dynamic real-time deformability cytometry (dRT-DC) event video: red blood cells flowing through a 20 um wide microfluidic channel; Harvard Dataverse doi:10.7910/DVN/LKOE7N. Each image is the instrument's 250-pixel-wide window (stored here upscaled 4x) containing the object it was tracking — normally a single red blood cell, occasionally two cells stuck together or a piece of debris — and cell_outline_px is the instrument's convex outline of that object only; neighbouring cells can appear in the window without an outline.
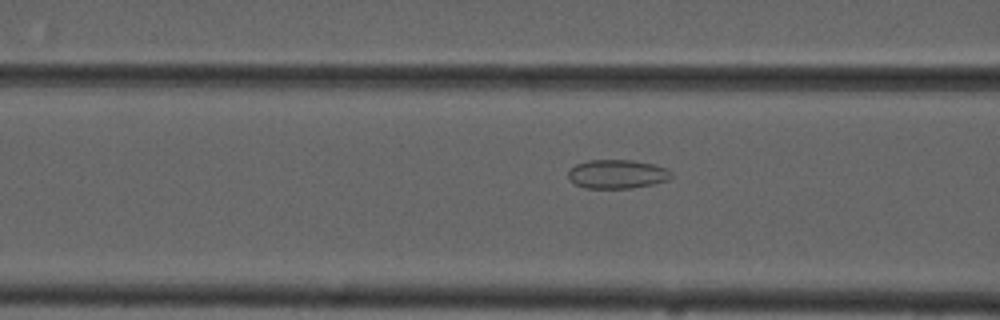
{"species": "common noctule bat (a hibernating species)", "species_latin": "Nyctalus noctula", "temperature_condition": "cold", "stored_images_in_passage": 31, "camera_frame_rate_fps": 3000, "um_per_image_px": 0.085, "animal": {"sex": "male", "forearm_length_mm": 52.5}, "frame": {"image": 1, "passage_image": 7, "time_ms": 2.0, "image_size_px": [1000, 320], "cell_outline_px": [[672, 176], [668, 180], [652, 184], [632, 188], [584, 188], [576, 184], [568, 176], [568, 172], [576, 164], [588, 160], [632, 160], [652, 164], [668, 168], [672, 172]], "centroid_in_image_um": [52.49, 14.79], "position_along_channel_um": 114.1, "area_um2": 17.28}}
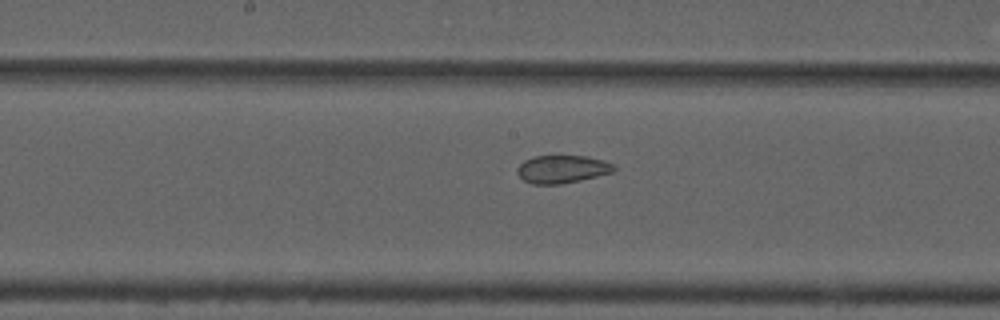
{"frame": {"image": 2, "passage_image": 14, "time_ms": 4.333, "image_size_px": [1000, 320], "cell_outline_px": [[616, 168], [612, 172], [580, 180], [560, 184], [532, 184], [524, 180], [516, 172], [516, 168], [524, 160], [536, 156], [588, 156], [604, 160], [612, 164]], "centroid_in_image_um": [47.76, 14.37], "position_along_channel_um": 200.4, "area_um2": 15.61}}
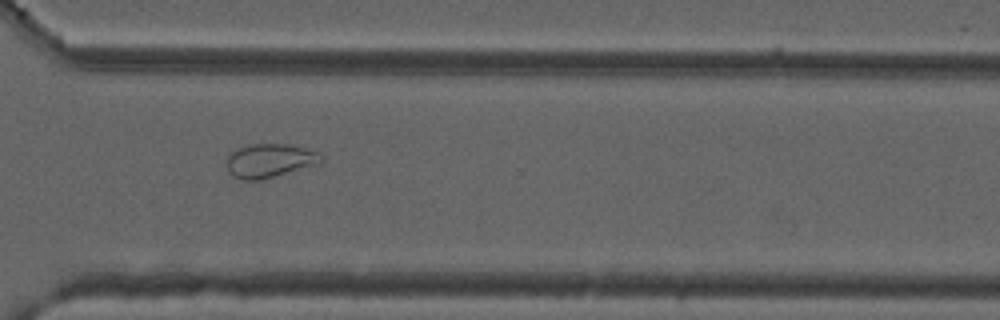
{"frame": {"image": 3, "passage_image": 26, "time_ms": 8.333, "image_size_px": [1000, 320], "cell_outline_px": [[324, 160], [320, 164], [260, 180], [240, 180], [232, 176], [228, 172], [228, 156], [232, 152], [240, 148], [252, 144], [288, 144], [320, 152], [324, 156]], "centroid_in_image_um": [22.98, 13.66], "position_along_channel_um": 347.6, "area_um2": 18.67}}